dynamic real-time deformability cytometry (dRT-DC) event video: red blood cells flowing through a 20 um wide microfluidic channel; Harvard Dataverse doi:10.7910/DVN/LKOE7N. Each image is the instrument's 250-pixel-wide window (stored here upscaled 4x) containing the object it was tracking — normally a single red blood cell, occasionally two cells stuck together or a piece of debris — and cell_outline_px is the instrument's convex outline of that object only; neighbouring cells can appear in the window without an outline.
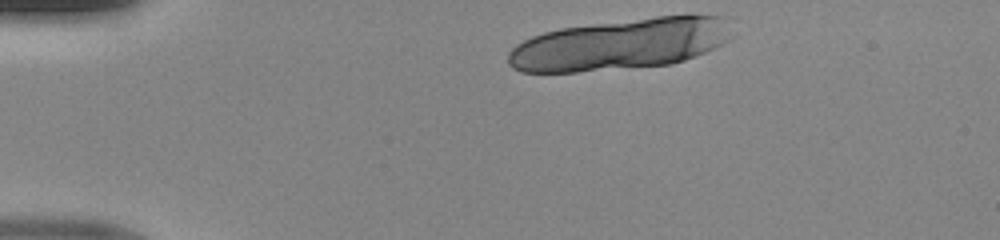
{"species": "human", "species_latin": "Homo sapiens", "temperature_condition": "room temperature", "stored_images_in_passage": 10, "camera_frame_rate_fps": 3000, "um_per_image_px": 0.085, "donor": {"sex": "male"}, "frame": {"image": 1, "passage_image": 1, "time_ms": 0.0, "image_size_px": [1000, 240], "cell_outline_px": [[728, 40], [696, 56], [672, 64], [576, 72], [520, 72], [512, 68], [508, 64], [508, 52], [516, 44], [532, 36], [544, 32], [560, 28], [656, 16], [720, 16]], "centroid_in_image_um": [52.56, 3.78], "position_along_channel_um": 32.4, "area_um2": 65.66}}